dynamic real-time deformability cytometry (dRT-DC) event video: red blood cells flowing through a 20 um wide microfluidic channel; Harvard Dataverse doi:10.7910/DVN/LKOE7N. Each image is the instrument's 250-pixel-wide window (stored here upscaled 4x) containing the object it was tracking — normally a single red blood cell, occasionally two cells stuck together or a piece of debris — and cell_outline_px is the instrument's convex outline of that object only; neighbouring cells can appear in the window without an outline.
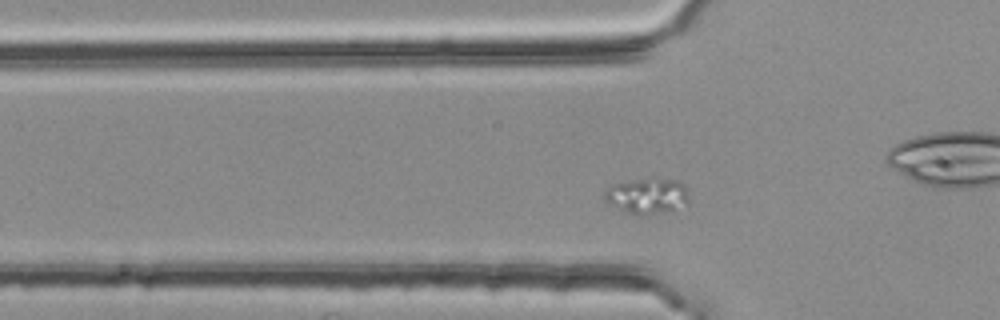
{"species": "common noctule bat (a hibernating species)", "species_latin": "Nyctalus noctula", "temperature_condition": "room temperature", "stored_images_in_passage": 37, "camera_frame_rate_fps": 3000, "um_per_image_px": 0.085, "animal": {"sex": "female", "body_mass_g": 25.1}, "frame": {"image": 1, "passage_image": 3, "time_ms": 0.667, "image_size_px": [1000, 320], "cell_outline_px": [[688, 208], [668, 212], [640, 216], [628, 212], [608, 204], [604, 200], [604, 192], [612, 184], [628, 180], [676, 180], [684, 184], [688, 192]], "centroid_in_image_um": [55.05, 16.7], "position_along_channel_um": 70.7, "area_um2": 17.8}}